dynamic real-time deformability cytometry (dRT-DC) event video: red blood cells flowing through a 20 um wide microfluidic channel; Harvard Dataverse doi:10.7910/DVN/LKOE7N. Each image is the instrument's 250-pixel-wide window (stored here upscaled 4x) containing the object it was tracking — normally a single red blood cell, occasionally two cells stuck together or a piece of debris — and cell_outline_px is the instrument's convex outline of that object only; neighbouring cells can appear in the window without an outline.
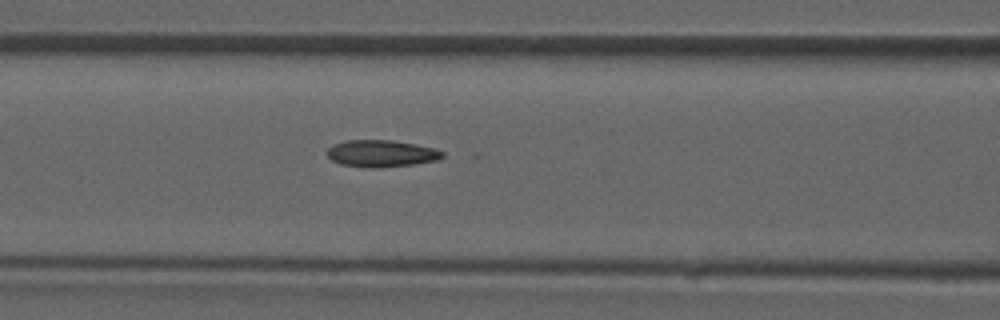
{"species": "common noctule bat (a hibernating species)", "species_latin": "Nyctalus noctula", "temperature_condition": "room temperature", "stored_images_in_passage": 47, "camera_frame_rate_fps": 3000, "um_per_image_px": 0.085, "animal": {"sex": "male", "forearm_length_mm": 52.5}, "frame": {"image": 1, "passage_image": 20, "time_ms": 6.333, "image_size_px": [1000, 320], "cell_outline_px": [[444, 156], [440, 160], [416, 164], [380, 168], [368, 168], [340, 164], [332, 160], [328, 156], [328, 148], [332, 144], [344, 140], [392, 140], [416, 144], [432, 148], [444, 152]], "centroid_in_image_um": [32.42, 13.05], "position_along_channel_um": 134.2, "area_um2": 18.32}}